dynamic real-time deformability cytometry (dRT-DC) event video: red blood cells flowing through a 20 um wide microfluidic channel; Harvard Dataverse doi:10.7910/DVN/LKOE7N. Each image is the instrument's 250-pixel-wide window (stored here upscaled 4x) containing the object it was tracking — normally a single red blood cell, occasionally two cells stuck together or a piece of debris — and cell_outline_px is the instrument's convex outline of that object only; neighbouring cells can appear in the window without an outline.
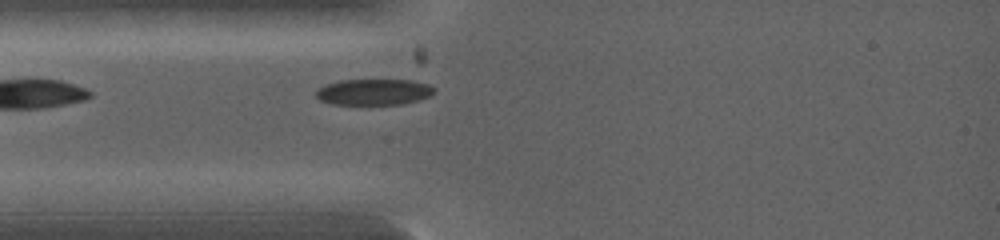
{"species": "common noctule bat (a hibernating species)", "species_latin": "Nyctalus noctula", "temperature_condition": "warm", "stored_images_in_passage": 32, "camera_frame_rate_fps": 5000, "um_per_image_px": 0.085, "animal": {"sex": "female", "body_mass_g": 19.0, "forearm_length_mm": 53.3}, "frame": {"image": 1, "passage_image": 2, "time_ms": 0.2, "image_size_px": [1000, 240], "cell_outline_px": [[436, 92], [428, 96], [416, 100], [400, 104], [332, 104], [320, 100], [316, 96], [316, 92], [324, 84], [340, 80], [412, 80], [428, 84], [436, 88]], "centroid_in_image_um": [31.77, 7.81], "position_along_channel_um": 53.2, "area_um2": 17.86}}
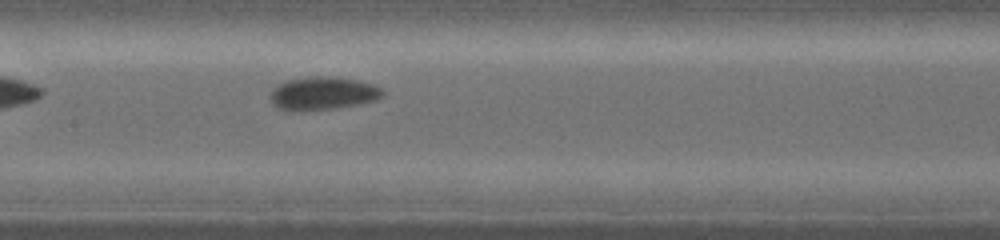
{"frame": {"image": 2, "passage_image": 16, "time_ms": 2.4, "image_size_px": [1000, 240], "cell_outline_px": [[384, 96], [376, 100], [336, 108], [304, 112], [296, 112], [276, 108], [272, 104], [268, 96], [272, 88], [276, 84], [288, 80], [312, 76], [324, 76], [360, 80], [372, 84], [380, 88], [384, 92]], "centroid_in_image_um": [27.37, 7.95], "position_along_channel_um": 180.0, "area_um2": 22.14}}
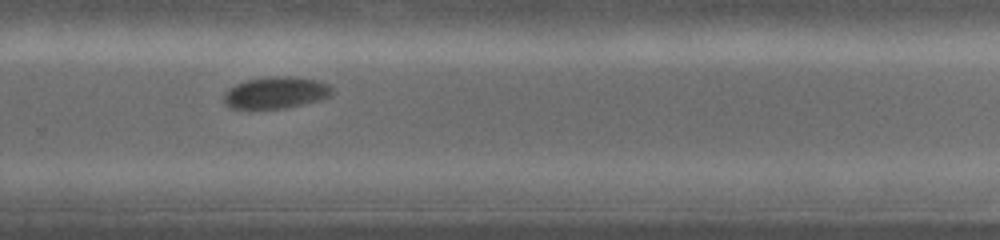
{"frame": {"image": 3, "passage_image": 30, "time_ms": 4.6, "image_size_px": [1000, 240], "cell_outline_px": [[332, 96], [320, 100], [284, 108], [232, 108], [224, 104], [224, 92], [228, 88], [236, 84], [248, 80], [268, 76], [296, 76], [320, 80], [328, 84], [332, 88]], "centroid_in_image_um": [23.48, 7.86], "position_along_channel_um": 306.3, "area_um2": 20.17}}